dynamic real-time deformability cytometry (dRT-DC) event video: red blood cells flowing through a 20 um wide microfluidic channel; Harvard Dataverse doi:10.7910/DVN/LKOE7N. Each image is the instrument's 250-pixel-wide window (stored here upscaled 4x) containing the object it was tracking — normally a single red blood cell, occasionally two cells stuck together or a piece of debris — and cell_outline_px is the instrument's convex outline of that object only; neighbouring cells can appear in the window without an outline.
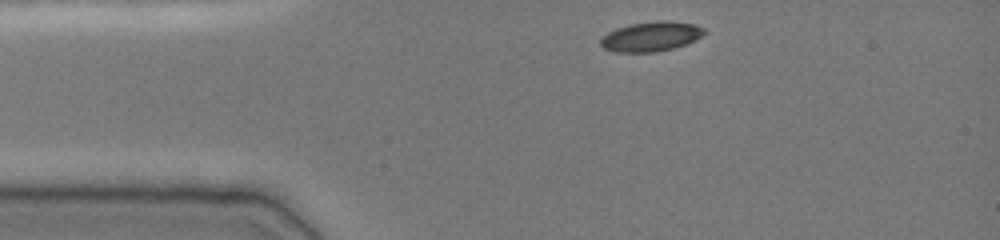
{"species": "common noctule bat (a hibernating species)", "species_latin": "Nyctalus noctula", "temperature_condition": "cold", "stored_images_in_passage": 35, "camera_frame_rate_fps": 3000, "um_per_image_px": 0.085, "animal": {"sex": "female", "body_mass_g": 19.0, "forearm_length_mm": 51.5}, "frame": {"image": 1, "passage_image": 1, "time_ms": 0.0, "image_size_px": [1000, 240], "cell_outline_px": [[708, 32], [684, 44], [672, 48], [656, 52], [612, 52], [604, 48], [600, 44], [600, 40], [608, 32], [616, 28], [632, 24], [656, 20], [668, 20], [692, 24], [704, 28]], "centroid_in_image_um": [55.31, 3.1], "position_along_channel_um": 29.7, "area_um2": 17.8}}
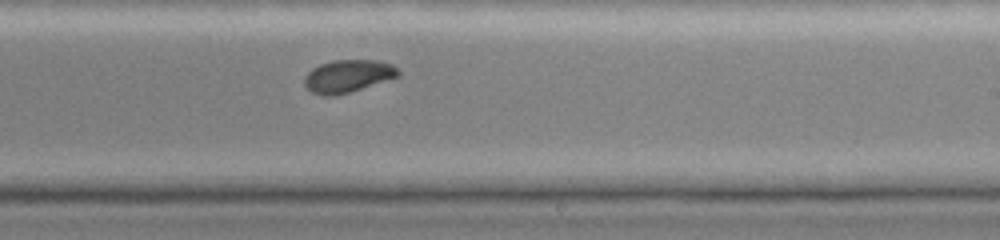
{"frame": {"image": 2, "passage_image": 22, "time_ms": 7.0, "image_size_px": [1000, 240], "cell_outline_px": [[400, 76], [348, 92], [332, 96], [324, 96], [312, 92], [304, 84], [304, 76], [312, 68], [320, 64], [332, 60], [376, 60], [392, 64], [400, 72]], "centroid_in_image_um": [29.55, 6.45], "position_along_channel_um": 259.4, "area_um2": 17.69}}
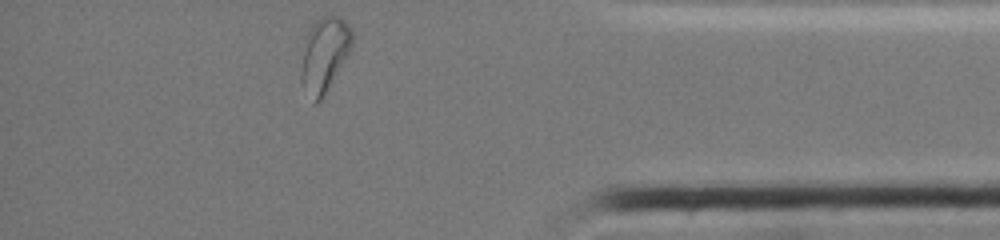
{"frame": {"image": 3, "passage_image": 35, "time_ms": 11.333, "image_size_px": [1000, 240], "cell_outline_px": [[352, 44], [348, 52], [324, 96], [316, 104], [300, 80], [300, 72], [304, 36], [308, 28], [316, 20], [324, 16], [336, 16], [344, 20], [348, 24], [352, 32]], "centroid_in_image_um": [27.53, 4.59], "position_along_channel_um": 407.7, "area_um2": 21.85}, "authors_computed_cell_mechanics": {"area_um2": 18.4382, "velocity_mm_per_s": 3.8162, "shape_relaxation_time_tau1_ms": 7.424, "shape_relaxation_time_tau2_ms": null, "deformation_change_tau1": 0.159, "deformation_change_tau2": null}}